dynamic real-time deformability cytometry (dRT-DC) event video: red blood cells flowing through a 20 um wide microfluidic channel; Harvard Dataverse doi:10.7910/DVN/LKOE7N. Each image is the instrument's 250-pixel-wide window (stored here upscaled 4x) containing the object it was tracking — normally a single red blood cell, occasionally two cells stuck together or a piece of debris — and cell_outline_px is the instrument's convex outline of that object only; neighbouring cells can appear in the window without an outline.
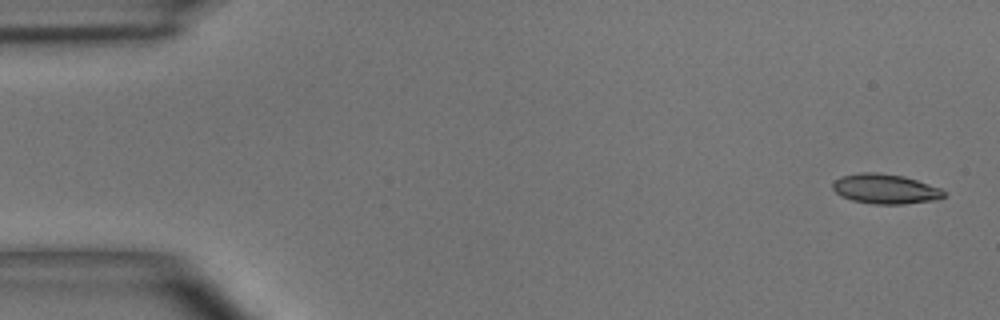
{"species": "common noctule bat (a hibernating species)", "species_latin": "Nyctalus noctula", "temperature_condition": "room temperature", "stored_images_in_passage": 5, "camera_frame_rate_fps": 3000, "um_per_image_px": 0.085, "animal": {"sex": "male", "body_mass_g": 15.6}, "frame": {"image": 1, "passage_image": 1, "time_ms": 0.0, "image_size_px": [1000, 320], "cell_outline_px": [[948, 196], [940, 200], [904, 204], [872, 204], [852, 200], [840, 196], [832, 188], [832, 184], [840, 176], [864, 172], [876, 172], [904, 176], [940, 188], [948, 192]], "centroid_in_image_um": [75.3, 16.07], "position_along_channel_um": 9.7, "area_um2": 19.59}}